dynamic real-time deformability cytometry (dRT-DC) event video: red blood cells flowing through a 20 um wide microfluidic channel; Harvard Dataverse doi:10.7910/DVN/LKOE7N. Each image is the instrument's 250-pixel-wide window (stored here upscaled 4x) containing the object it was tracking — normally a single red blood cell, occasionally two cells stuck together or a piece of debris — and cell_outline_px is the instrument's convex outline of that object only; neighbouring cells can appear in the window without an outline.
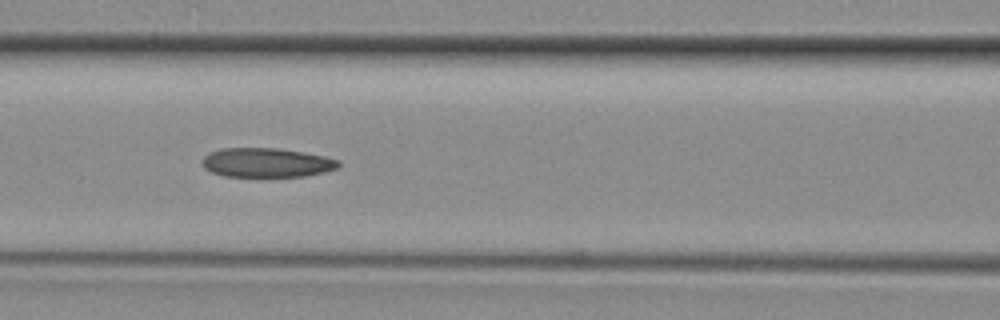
{"species": "common noctule bat (a hibernating species)", "species_latin": "Nyctalus noctula", "temperature_condition": "room temperature", "stored_images_in_passage": 27, "camera_frame_rate_fps": 3000, "um_per_image_px": 0.085, "animal": {"sex": "female", "body_mass_g": 29.2, "forearm_length_mm": 56.3}, "frame": {"image": 1, "passage_image": 10, "time_ms": 3.0, "image_size_px": [1000, 320], "cell_outline_px": [[340, 168], [324, 172], [304, 176], [224, 176], [212, 172], [204, 168], [204, 156], [208, 152], [220, 148], [280, 148], [304, 152], [324, 156], [340, 160]], "centroid_in_image_um": [22.69, 13.81], "position_along_channel_um": 143.9, "area_um2": 23.29}}
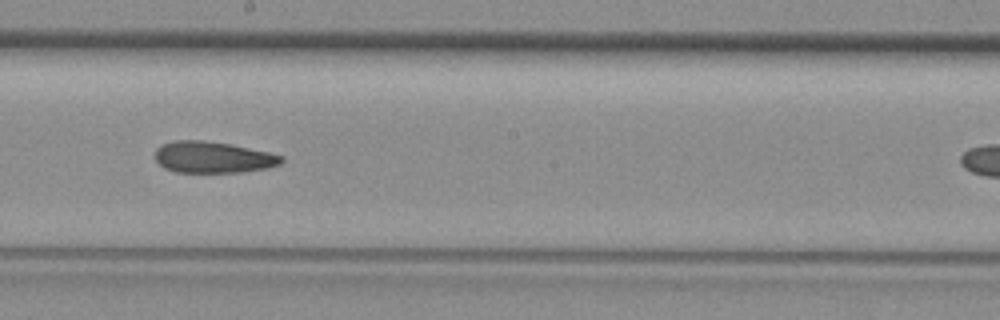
{"frame": {"image": 2, "passage_image": 15, "time_ms": 4.667, "image_size_px": [1000, 320], "cell_outline_px": [[284, 160], [280, 164], [268, 168], [240, 172], [176, 172], [164, 168], [156, 160], [156, 148], [160, 144], [176, 140], [204, 140], [232, 144], [268, 152], [284, 156]], "centroid_in_image_um": [18.11, 13.36], "position_along_channel_um": 230.1, "area_um2": 23.24}}
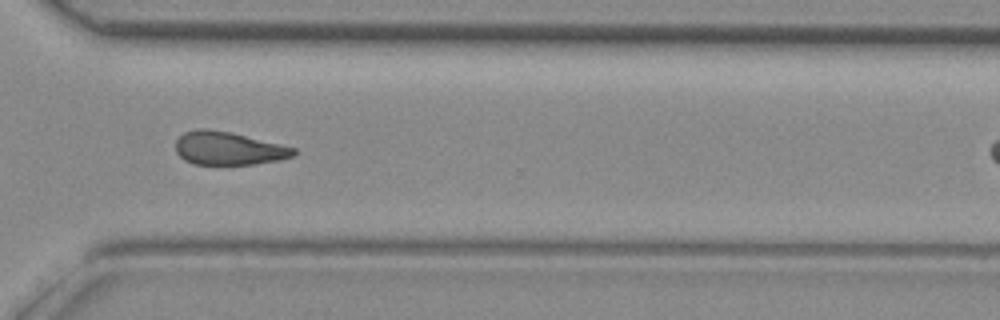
{"frame": {"image": 3, "passage_image": 22, "time_ms": 7.0, "image_size_px": [1000, 320], "cell_outline_px": [[296, 156], [280, 160], [252, 164], [192, 164], [184, 160], [176, 152], [176, 140], [184, 132], [196, 128], [204, 128], [228, 132], [280, 144], [296, 148]], "centroid_in_image_um": [19.41, 12.62], "position_along_channel_um": 351.2, "area_um2": 22.72}}